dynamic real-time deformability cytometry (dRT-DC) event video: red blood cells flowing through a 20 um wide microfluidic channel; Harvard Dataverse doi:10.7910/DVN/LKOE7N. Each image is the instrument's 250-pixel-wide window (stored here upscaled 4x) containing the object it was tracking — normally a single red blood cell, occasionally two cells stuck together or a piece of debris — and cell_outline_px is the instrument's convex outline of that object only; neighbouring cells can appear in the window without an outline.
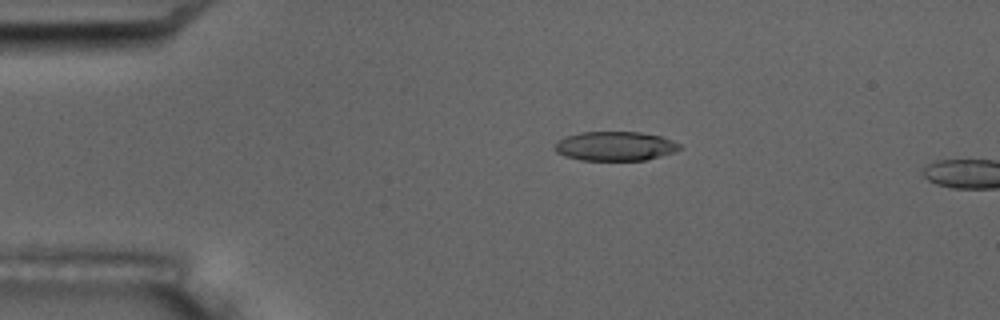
{"species": "common noctule bat (a hibernating species)", "species_latin": "Nyctalus noctula", "temperature_condition": "room temperature", "stored_images_in_passage": 3, "camera_frame_rate_fps": 3000, "um_per_image_px": 0.085, "animal": {"sex": "male", "body_mass_g": 17.5, "forearm_length_mm": 52.3}, "frame": {"image": 1, "passage_image": 2, "time_ms": 1.0, "image_size_px": [1000, 320], "cell_outline_px": [[684, 148], [676, 152], [644, 160], [580, 160], [564, 156], [556, 152], [552, 148], [556, 140], [580, 132], [640, 132], [660, 136], [672, 140], [680, 144]], "centroid_in_image_um": [52.27, 12.42], "position_along_channel_um": 32.7, "area_um2": 21.5}}